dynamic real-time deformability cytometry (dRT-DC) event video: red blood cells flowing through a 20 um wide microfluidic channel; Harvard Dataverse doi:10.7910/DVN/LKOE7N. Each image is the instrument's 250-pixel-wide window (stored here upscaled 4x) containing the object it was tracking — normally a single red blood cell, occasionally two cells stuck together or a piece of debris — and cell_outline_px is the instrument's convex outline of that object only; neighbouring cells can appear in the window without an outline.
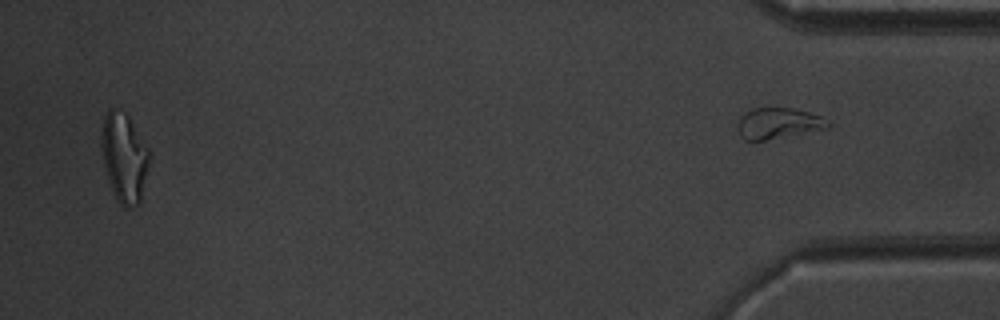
{"species": "common noctule bat (a hibernating species)", "species_latin": "Nyctalus noctula", "temperature_condition": "warm", "stored_images_in_passage": 43, "segment_of_instrument_passage": [2, 2], "camera_frame_rate_fps": 3000, "um_per_image_px": 0.085, "animal": {"sex": "male", "body_mass_g": 20.1, "forearm_length_mm": 53.5}, "frame": {"image": 1, "passage_image": 43, "time_ms": 14.0, "image_size_px": [1000, 320], "cell_outline_px": [[828, 128], [764, 140], [744, 140], [740, 136], [736, 128], [736, 120], [744, 112], [752, 108], [792, 108], [808, 112], [820, 116], [828, 120]], "centroid_in_image_um": [66.06, 10.47], "position_along_channel_um": 369.1, "area_um2": 16.3}}